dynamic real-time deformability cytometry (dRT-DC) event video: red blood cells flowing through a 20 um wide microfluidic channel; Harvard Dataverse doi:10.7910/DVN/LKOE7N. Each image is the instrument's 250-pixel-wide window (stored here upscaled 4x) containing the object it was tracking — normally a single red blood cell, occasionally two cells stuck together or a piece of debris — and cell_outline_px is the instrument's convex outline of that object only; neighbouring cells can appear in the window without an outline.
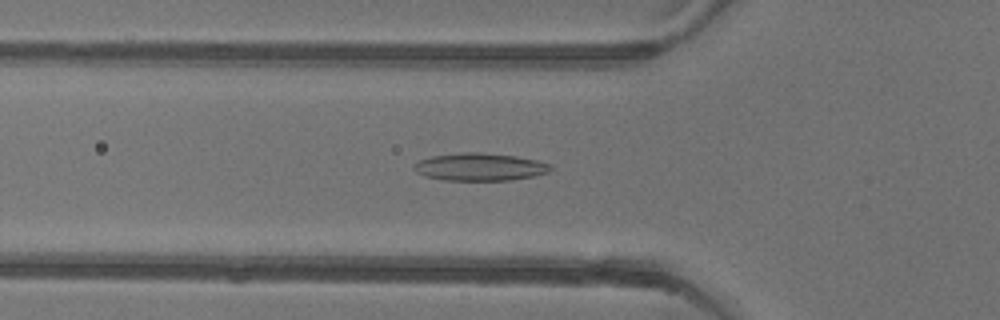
{"species": "common noctule bat (a hibernating species)", "species_latin": "Nyctalus noctula", "temperature_condition": "warm", "stored_images_in_passage": 52, "camera_frame_rate_fps": 3000, "um_per_image_px": 0.085, "animal": {"sex": "female"}, "frame": {"image": 1, "passage_image": 18, "time_ms": 5.667, "image_size_px": [1000, 320], "cell_outline_px": [[552, 168], [548, 172], [532, 176], [508, 180], [444, 180], [424, 176], [416, 172], [412, 168], [412, 164], [420, 160], [432, 156], [468, 152], [480, 152], [516, 156], [536, 160], [552, 164]], "centroid_in_image_um": [40.76, 14.18], "position_along_channel_um": 85.0, "area_um2": 21.91}}
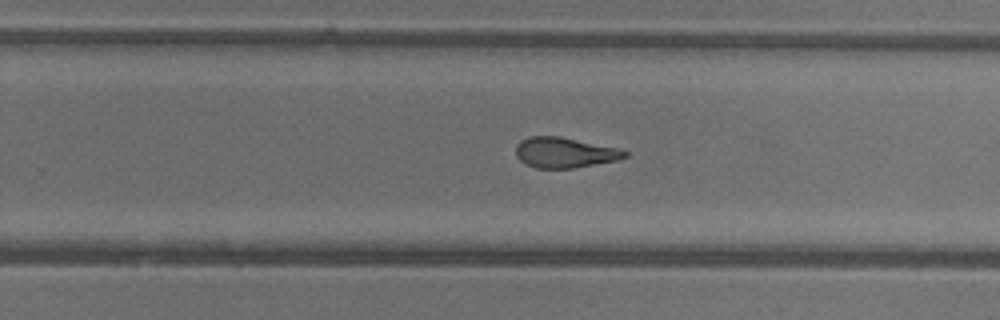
{"frame": {"image": 2, "passage_image": 33, "time_ms": 10.667, "image_size_px": [1000, 320], "cell_outline_px": [[628, 156], [620, 160], [572, 168], [536, 168], [520, 160], [516, 156], [516, 144], [520, 140], [528, 136], [560, 136], [616, 148], [628, 152]], "centroid_in_image_um": [47.98, 12.96], "position_along_channel_um": 281.8, "area_um2": 19.25}}
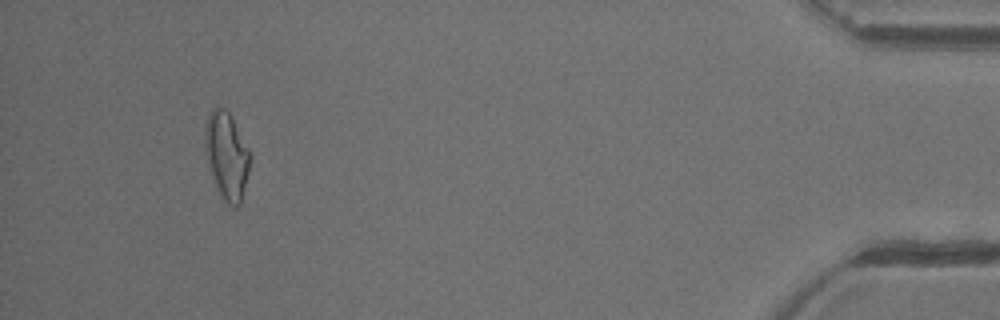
{"frame": {"image": 3, "passage_image": 49, "time_ms": 16.0, "image_size_px": [1000, 320], "cell_outline_px": [[252, 156], [240, 204], [236, 208], [228, 204], [224, 200], [216, 184], [204, 148], [204, 128], [208, 116], [212, 108], [224, 108], [228, 112], [252, 152]], "centroid_in_image_um": [19.29, 13.19], "position_along_channel_um": 415.9, "area_um2": 22.6}, "authors_computed_cell_mechanics": {"area_um2": 21.1837, "velocity_mm_per_s": 3.9315, "shape_relaxation_time_tau1_ms": null, "shape_relaxation_time_tau2_ms": 2.9445, "deformation_change_tau1": null, "deformation_change_tau2": 0.1252}}